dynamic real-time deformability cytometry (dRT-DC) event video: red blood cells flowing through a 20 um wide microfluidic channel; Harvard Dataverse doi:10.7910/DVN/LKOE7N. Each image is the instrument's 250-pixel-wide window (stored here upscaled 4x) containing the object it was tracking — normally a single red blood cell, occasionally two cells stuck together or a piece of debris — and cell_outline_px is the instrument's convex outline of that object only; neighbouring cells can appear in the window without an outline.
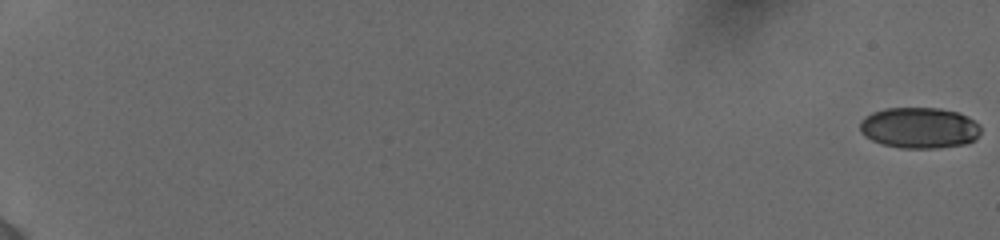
{"species": "human", "species_latin": "Homo sapiens", "temperature_condition": "cold", "stored_images_in_passage": 49, "camera_frame_rate_fps": 3000, "um_per_image_px": 0.085, "donor": {"sex": "female"}, "frame": {"image": 1, "passage_image": 1, "time_ms": 0.0, "image_size_px": [1000, 240], "cell_outline_px": [[980, 132], [976, 140], [964, 144], [936, 148], [900, 148], [880, 144], [864, 136], [860, 132], [860, 120], [864, 116], [872, 112], [884, 108], [940, 108], [956, 112], [968, 116], [980, 124]], "centroid_in_image_um": [78.13, 10.86], "position_along_channel_um": 6.9, "area_um2": 29.19}}
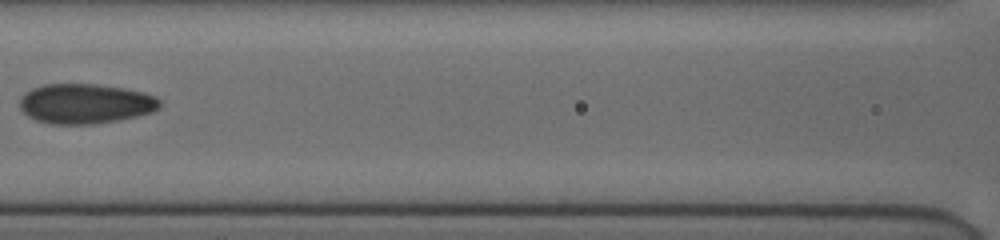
{"frame": {"image": 2, "passage_image": 30, "time_ms": 10.0, "image_size_px": [1000, 240], "cell_outline_px": [[160, 108], [152, 112], [120, 120], [96, 124], [52, 124], [36, 120], [28, 116], [20, 108], [20, 100], [32, 88], [44, 84], [96, 84], [124, 88], [144, 92], [156, 96], [160, 100]], "centroid_in_image_um": [7.29, 8.82], "position_along_channel_um": 159.3, "area_um2": 32.6}}
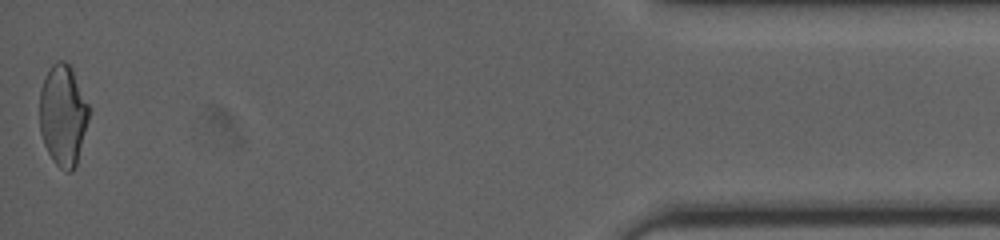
{"frame": {"image": 3, "passage_image": 48, "time_ms": 18.667, "image_size_px": [1000, 240], "cell_outline_px": [[88, 120], [76, 164], [72, 172], [68, 172], [60, 168], [52, 160], [44, 144], [40, 132], [40, 88], [52, 64], [56, 60], [64, 60], [72, 68], [88, 104]], "centroid_in_image_um": [5.34, 9.79], "position_along_channel_um": 429.9, "area_um2": 28.73}, "authors_computed_cell_mechanics": {"area_um2": 29.8248, "velocity_mm_per_s": 3.9018, "shape_relaxation_time_tau1_ms": null, "shape_relaxation_time_tau2_ms": 1.4359, "deformation_change_tau1": null, "deformation_change_tau2": 0.0662}}